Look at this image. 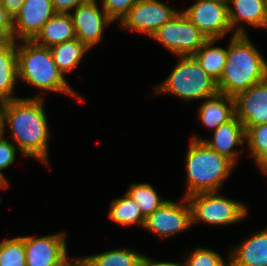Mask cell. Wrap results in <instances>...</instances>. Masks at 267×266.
<instances>
[{"mask_svg": "<svg viewBox=\"0 0 267 266\" xmlns=\"http://www.w3.org/2000/svg\"><path fill=\"white\" fill-rule=\"evenodd\" d=\"M43 101L42 96L15 98L3 102V110L20 152L47 165L50 133Z\"/></svg>", "mask_w": 267, "mask_h": 266, "instance_id": "obj_1", "label": "cell"}, {"mask_svg": "<svg viewBox=\"0 0 267 266\" xmlns=\"http://www.w3.org/2000/svg\"><path fill=\"white\" fill-rule=\"evenodd\" d=\"M223 73L216 82L219 93L235 97L267 78V61L247 34H233Z\"/></svg>", "mask_w": 267, "mask_h": 266, "instance_id": "obj_2", "label": "cell"}, {"mask_svg": "<svg viewBox=\"0 0 267 266\" xmlns=\"http://www.w3.org/2000/svg\"><path fill=\"white\" fill-rule=\"evenodd\" d=\"M18 45V79L40 90L59 92L84 101L68 85L64 75L54 63L50 48L37 45L33 40H21Z\"/></svg>", "mask_w": 267, "mask_h": 266, "instance_id": "obj_3", "label": "cell"}, {"mask_svg": "<svg viewBox=\"0 0 267 266\" xmlns=\"http://www.w3.org/2000/svg\"><path fill=\"white\" fill-rule=\"evenodd\" d=\"M235 164L211 149L204 141L191 139L186 155L187 191L185 197L218 191Z\"/></svg>", "mask_w": 267, "mask_h": 266, "instance_id": "obj_4", "label": "cell"}, {"mask_svg": "<svg viewBox=\"0 0 267 266\" xmlns=\"http://www.w3.org/2000/svg\"><path fill=\"white\" fill-rule=\"evenodd\" d=\"M179 61L156 93H170L183 100L207 99L218 93L216 81L209 76L193 56H178Z\"/></svg>", "mask_w": 267, "mask_h": 266, "instance_id": "obj_5", "label": "cell"}, {"mask_svg": "<svg viewBox=\"0 0 267 266\" xmlns=\"http://www.w3.org/2000/svg\"><path fill=\"white\" fill-rule=\"evenodd\" d=\"M191 207L192 225L197 222L210 225L238 223L247 214L242 202L221 196L217 191L200 192L187 197Z\"/></svg>", "mask_w": 267, "mask_h": 266, "instance_id": "obj_6", "label": "cell"}, {"mask_svg": "<svg viewBox=\"0 0 267 266\" xmlns=\"http://www.w3.org/2000/svg\"><path fill=\"white\" fill-rule=\"evenodd\" d=\"M151 38L179 56H193L208 40L183 12L176 13Z\"/></svg>", "mask_w": 267, "mask_h": 266, "instance_id": "obj_7", "label": "cell"}, {"mask_svg": "<svg viewBox=\"0 0 267 266\" xmlns=\"http://www.w3.org/2000/svg\"><path fill=\"white\" fill-rule=\"evenodd\" d=\"M228 5L224 0H196L182 12L208 39L219 40L232 30Z\"/></svg>", "mask_w": 267, "mask_h": 266, "instance_id": "obj_8", "label": "cell"}, {"mask_svg": "<svg viewBox=\"0 0 267 266\" xmlns=\"http://www.w3.org/2000/svg\"><path fill=\"white\" fill-rule=\"evenodd\" d=\"M184 203L167 200L161 207L145 218L144 228L163 238L187 230L192 225L191 207L187 197Z\"/></svg>", "mask_w": 267, "mask_h": 266, "instance_id": "obj_9", "label": "cell"}, {"mask_svg": "<svg viewBox=\"0 0 267 266\" xmlns=\"http://www.w3.org/2000/svg\"><path fill=\"white\" fill-rule=\"evenodd\" d=\"M176 13L177 10L159 0H139L119 22L124 29L145 33L151 37Z\"/></svg>", "mask_w": 267, "mask_h": 266, "instance_id": "obj_10", "label": "cell"}, {"mask_svg": "<svg viewBox=\"0 0 267 266\" xmlns=\"http://www.w3.org/2000/svg\"><path fill=\"white\" fill-rule=\"evenodd\" d=\"M64 233L24 236L26 266H65L68 262Z\"/></svg>", "mask_w": 267, "mask_h": 266, "instance_id": "obj_11", "label": "cell"}, {"mask_svg": "<svg viewBox=\"0 0 267 266\" xmlns=\"http://www.w3.org/2000/svg\"><path fill=\"white\" fill-rule=\"evenodd\" d=\"M70 15L76 38L89 49L100 42L104 28L113 22L103 8L99 9L96 0L78 6Z\"/></svg>", "mask_w": 267, "mask_h": 266, "instance_id": "obj_12", "label": "cell"}, {"mask_svg": "<svg viewBox=\"0 0 267 266\" xmlns=\"http://www.w3.org/2000/svg\"><path fill=\"white\" fill-rule=\"evenodd\" d=\"M55 13L52 0H25L13 18L14 41L33 40Z\"/></svg>", "mask_w": 267, "mask_h": 266, "instance_id": "obj_13", "label": "cell"}, {"mask_svg": "<svg viewBox=\"0 0 267 266\" xmlns=\"http://www.w3.org/2000/svg\"><path fill=\"white\" fill-rule=\"evenodd\" d=\"M235 116L245 126L267 124V78L234 97Z\"/></svg>", "mask_w": 267, "mask_h": 266, "instance_id": "obj_14", "label": "cell"}, {"mask_svg": "<svg viewBox=\"0 0 267 266\" xmlns=\"http://www.w3.org/2000/svg\"><path fill=\"white\" fill-rule=\"evenodd\" d=\"M191 139L204 141L211 149L236 164L240 152H237L234 148L236 145L244 144V139H246L245 127L240 120L234 116L230 121L218 126L214 130V136L211 140H204L197 136H193Z\"/></svg>", "mask_w": 267, "mask_h": 266, "instance_id": "obj_15", "label": "cell"}, {"mask_svg": "<svg viewBox=\"0 0 267 266\" xmlns=\"http://www.w3.org/2000/svg\"><path fill=\"white\" fill-rule=\"evenodd\" d=\"M229 21L235 34H246L244 27H239L240 21L251 26L267 29V15L264 0H228ZM238 26L236 29L235 27Z\"/></svg>", "mask_w": 267, "mask_h": 266, "instance_id": "obj_16", "label": "cell"}, {"mask_svg": "<svg viewBox=\"0 0 267 266\" xmlns=\"http://www.w3.org/2000/svg\"><path fill=\"white\" fill-rule=\"evenodd\" d=\"M230 266H267V228L230 251Z\"/></svg>", "mask_w": 267, "mask_h": 266, "instance_id": "obj_17", "label": "cell"}, {"mask_svg": "<svg viewBox=\"0 0 267 266\" xmlns=\"http://www.w3.org/2000/svg\"><path fill=\"white\" fill-rule=\"evenodd\" d=\"M199 118L201 123L213 130L227 123L235 116L234 97L222 93L207 98L200 106Z\"/></svg>", "mask_w": 267, "mask_h": 266, "instance_id": "obj_18", "label": "cell"}, {"mask_svg": "<svg viewBox=\"0 0 267 266\" xmlns=\"http://www.w3.org/2000/svg\"><path fill=\"white\" fill-rule=\"evenodd\" d=\"M16 46V41L0 44V102L2 103L18 98L12 96L18 81Z\"/></svg>", "mask_w": 267, "mask_h": 266, "instance_id": "obj_19", "label": "cell"}, {"mask_svg": "<svg viewBox=\"0 0 267 266\" xmlns=\"http://www.w3.org/2000/svg\"><path fill=\"white\" fill-rule=\"evenodd\" d=\"M73 20L69 13H55L42 27L33 41L40 46L50 48L75 38Z\"/></svg>", "mask_w": 267, "mask_h": 266, "instance_id": "obj_20", "label": "cell"}, {"mask_svg": "<svg viewBox=\"0 0 267 266\" xmlns=\"http://www.w3.org/2000/svg\"><path fill=\"white\" fill-rule=\"evenodd\" d=\"M50 50L54 63L64 75L76 68L85 53L90 49L75 37L66 42L51 46Z\"/></svg>", "mask_w": 267, "mask_h": 266, "instance_id": "obj_21", "label": "cell"}, {"mask_svg": "<svg viewBox=\"0 0 267 266\" xmlns=\"http://www.w3.org/2000/svg\"><path fill=\"white\" fill-rule=\"evenodd\" d=\"M217 39H208L193 55L200 67L216 82L220 79L227 59V49L213 47Z\"/></svg>", "mask_w": 267, "mask_h": 266, "instance_id": "obj_22", "label": "cell"}, {"mask_svg": "<svg viewBox=\"0 0 267 266\" xmlns=\"http://www.w3.org/2000/svg\"><path fill=\"white\" fill-rule=\"evenodd\" d=\"M109 218L117 224L123 226L138 225L144 226L145 217L140 212L135 201L125 193L122 198H117L111 202Z\"/></svg>", "mask_w": 267, "mask_h": 266, "instance_id": "obj_23", "label": "cell"}, {"mask_svg": "<svg viewBox=\"0 0 267 266\" xmlns=\"http://www.w3.org/2000/svg\"><path fill=\"white\" fill-rule=\"evenodd\" d=\"M142 254L128 249H114L95 255L85 256L89 266H139Z\"/></svg>", "mask_w": 267, "mask_h": 266, "instance_id": "obj_24", "label": "cell"}, {"mask_svg": "<svg viewBox=\"0 0 267 266\" xmlns=\"http://www.w3.org/2000/svg\"><path fill=\"white\" fill-rule=\"evenodd\" d=\"M126 193L135 201L145 218L167 201L160 199L153 186L148 183H133Z\"/></svg>", "mask_w": 267, "mask_h": 266, "instance_id": "obj_25", "label": "cell"}, {"mask_svg": "<svg viewBox=\"0 0 267 266\" xmlns=\"http://www.w3.org/2000/svg\"><path fill=\"white\" fill-rule=\"evenodd\" d=\"M0 266H26L24 236L0 242Z\"/></svg>", "mask_w": 267, "mask_h": 266, "instance_id": "obj_26", "label": "cell"}, {"mask_svg": "<svg viewBox=\"0 0 267 266\" xmlns=\"http://www.w3.org/2000/svg\"><path fill=\"white\" fill-rule=\"evenodd\" d=\"M181 266H230V262H225L219 253L201 247L192 251Z\"/></svg>", "mask_w": 267, "mask_h": 266, "instance_id": "obj_27", "label": "cell"}, {"mask_svg": "<svg viewBox=\"0 0 267 266\" xmlns=\"http://www.w3.org/2000/svg\"><path fill=\"white\" fill-rule=\"evenodd\" d=\"M245 138L251 152L250 156L256 159L267 149V124L245 126Z\"/></svg>", "mask_w": 267, "mask_h": 266, "instance_id": "obj_28", "label": "cell"}, {"mask_svg": "<svg viewBox=\"0 0 267 266\" xmlns=\"http://www.w3.org/2000/svg\"><path fill=\"white\" fill-rule=\"evenodd\" d=\"M139 0H103L102 8L107 16L114 22L122 18Z\"/></svg>", "mask_w": 267, "mask_h": 266, "instance_id": "obj_29", "label": "cell"}, {"mask_svg": "<svg viewBox=\"0 0 267 266\" xmlns=\"http://www.w3.org/2000/svg\"><path fill=\"white\" fill-rule=\"evenodd\" d=\"M18 148L4 137H0V178L6 179L2 170L14 163Z\"/></svg>", "mask_w": 267, "mask_h": 266, "instance_id": "obj_30", "label": "cell"}, {"mask_svg": "<svg viewBox=\"0 0 267 266\" xmlns=\"http://www.w3.org/2000/svg\"><path fill=\"white\" fill-rule=\"evenodd\" d=\"M14 41L13 18L7 13L0 0V44Z\"/></svg>", "mask_w": 267, "mask_h": 266, "instance_id": "obj_31", "label": "cell"}, {"mask_svg": "<svg viewBox=\"0 0 267 266\" xmlns=\"http://www.w3.org/2000/svg\"><path fill=\"white\" fill-rule=\"evenodd\" d=\"M93 0H52L53 9L56 13H71L70 10L89 3Z\"/></svg>", "mask_w": 267, "mask_h": 266, "instance_id": "obj_32", "label": "cell"}, {"mask_svg": "<svg viewBox=\"0 0 267 266\" xmlns=\"http://www.w3.org/2000/svg\"><path fill=\"white\" fill-rule=\"evenodd\" d=\"M24 2L25 0H1L2 5L12 18L19 12Z\"/></svg>", "mask_w": 267, "mask_h": 266, "instance_id": "obj_33", "label": "cell"}, {"mask_svg": "<svg viewBox=\"0 0 267 266\" xmlns=\"http://www.w3.org/2000/svg\"><path fill=\"white\" fill-rule=\"evenodd\" d=\"M182 263H175V262H158L153 261L149 257L143 255L141 258V261L139 263V266H181Z\"/></svg>", "mask_w": 267, "mask_h": 266, "instance_id": "obj_34", "label": "cell"}, {"mask_svg": "<svg viewBox=\"0 0 267 266\" xmlns=\"http://www.w3.org/2000/svg\"><path fill=\"white\" fill-rule=\"evenodd\" d=\"M257 165L267 175V149L264 150L256 159Z\"/></svg>", "mask_w": 267, "mask_h": 266, "instance_id": "obj_35", "label": "cell"}, {"mask_svg": "<svg viewBox=\"0 0 267 266\" xmlns=\"http://www.w3.org/2000/svg\"><path fill=\"white\" fill-rule=\"evenodd\" d=\"M5 124H4V110L3 103L0 102V137L4 135L5 132Z\"/></svg>", "mask_w": 267, "mask_h": 266, "instance_id": "obj_36", "label": "cell"}, {"mask_svg": "<svg viewBox=\"0 0 267 266\" xmlns=\"http://www.w3.org/2000/svg\"><path fill=\"white\" fill-rule=\"evenodd\" d=\"M65 266H89L83 258H74L73 262H68Z\"/></svg>", "mask_w": 267, "mask_h": 266, "instance_id": "obj_37", "label": "cell"}, {"mask_svg": "<svg viewBox=\"0 0 267 266\" xmlns=\"http://www.w3.org/2000/svg\"><path fill=\"white\" fill-rule=\"evenodd\" d=\"M8 187V181L7 179L0 178V188H7ZM0 203H1V197H0Z\"/></svg>", "mask_w": 267, "mask_h": 266, "instance_id": "obj_38", "label": "cell"}, {"mask_svg": "<svg viewBox=\"0 0 267 266\" xmlns=\"http://www.w3.org/2000/svg\"><path fill=\"white\" fill-rule=\"evenodd\" d=\"M264 5H265V11H266V15H267V0H264Z\"/></svg>", "mask_w": 267, "mask_h": 266, "instance_id": "obj_39", "label": "cell"}]
</instances>
